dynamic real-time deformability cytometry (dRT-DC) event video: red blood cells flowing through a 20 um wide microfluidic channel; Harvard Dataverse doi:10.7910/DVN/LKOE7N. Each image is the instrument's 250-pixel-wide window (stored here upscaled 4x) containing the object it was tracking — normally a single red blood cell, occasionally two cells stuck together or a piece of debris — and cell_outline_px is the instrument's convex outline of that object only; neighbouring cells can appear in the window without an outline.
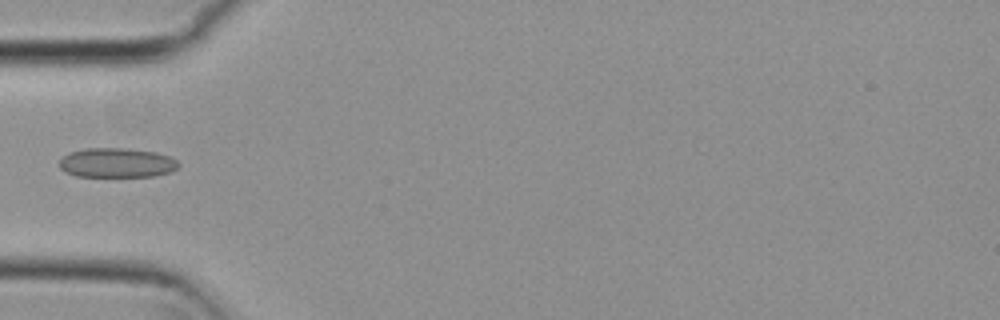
{"species": "common noctule bat (a hibernating species)", "species_latin": "Nyctalus noctula", "temperature_condition": "cold", "stored_images_in_passage": 33, "camera_frame_rate_fps": 3000, "um_per_image_px": 0.085, "animal": {"sex": "female", "body_mass_g": 29.2, "forearm_length_mm": 56.3}, "frame": {"image": 1, "passage_image": 1, "time_ms": 0.0, "image_size_px": [1000, 320], "cell_outline_px": [[180, 164], [176, 168], [168, 172], [152, 176], [76, 176], [64, 172], [60, 168], [60, 160], [68, 152], [84, 148], [124, 148], [156, 152], [168, 156], [176, 160]], "centroid_in_image_um": [9.88, 13.83], "position_along_channel_um": 75.1, "area_um2": 20.4}}
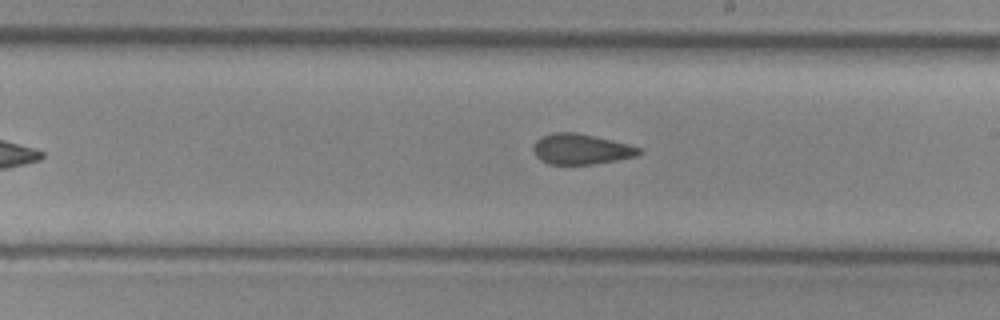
{"frame": {"image": 2, "passage_image": 14, "time_ms": 4.333, "image_size_px": [1000, 320], "cell_outline_px": [[640, 152], [636, 156], [596, 164], [548, 164], [540, 160], [536, 156], [532, 148], [536, 140], [540, 136], [552, 132], [576, 132], [612, 140], [628, 144], [640, 148]], "centroid_in_image_um": [49.33, 12.67], "position_along_channel_um": 239.7, "area_um2": 18.79}}
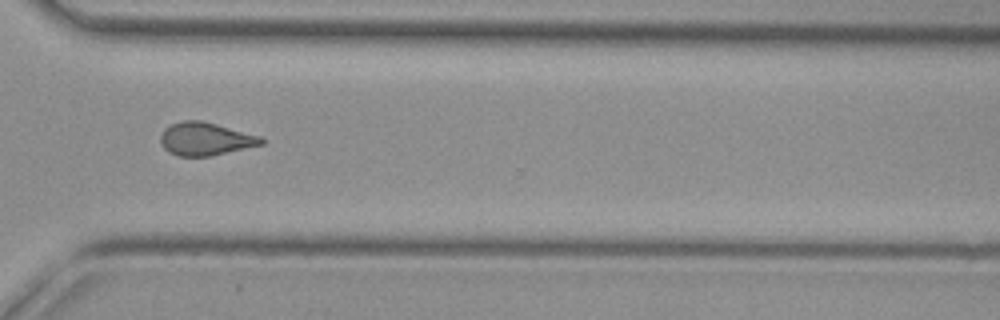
{"frame": {"image": 3, "passage_image": 23, "time_ms": 7.333, "image_size_px": [1000, 320], "cell_outline_px": [[264, 144], [208, 156], [180, 156], [168, 152], [164, 148], [160, 140], [160, 136], [164, 128], [172, 124], [184, 120], [200, 120], [216, 124], [260, 136], [264, 140]], "centroid_in_image_um": [17.43, 11.8], "position_along_channel_um": 353.2, "area_um2": 19.13}}